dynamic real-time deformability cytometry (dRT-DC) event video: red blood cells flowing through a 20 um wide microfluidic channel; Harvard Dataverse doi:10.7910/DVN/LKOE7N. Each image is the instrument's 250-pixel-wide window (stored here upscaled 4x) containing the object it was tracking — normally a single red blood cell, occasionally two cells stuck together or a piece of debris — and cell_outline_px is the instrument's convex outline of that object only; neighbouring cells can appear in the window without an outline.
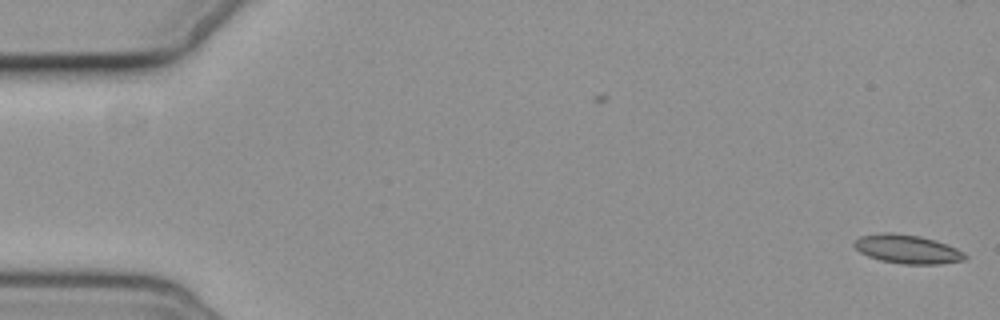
{"species": "common noctule bat (a hibernating species)", "species_latin": "Nyctalus noctula", "temperature_condition": "cold", "stored_images_in_passage": 5, "camera_frame_rate_fps": 3000, "um_per_image_px": 0.085, "animal": {"sex": "female", "body_mass_g": 19.3, "forearm_length_mm": 54.1}, "frame": {"image": 1, "passage_image": 1, "time_ms": 0.0, "image_size_px": [1000, 320], "cell_outline_px": [[968, 256], [964, 260], [940, 264], [904, 264], [880, 260], [868, 256], [860, 252], [852, 244], [860, 236], [884, 232], [892, 232], [920, 236], [956, 248], [964, 252]], "centroid_in_image_um": [77.11, 21.18], "position_along_channel_um": 7.9, "area_um2": 18.44}}